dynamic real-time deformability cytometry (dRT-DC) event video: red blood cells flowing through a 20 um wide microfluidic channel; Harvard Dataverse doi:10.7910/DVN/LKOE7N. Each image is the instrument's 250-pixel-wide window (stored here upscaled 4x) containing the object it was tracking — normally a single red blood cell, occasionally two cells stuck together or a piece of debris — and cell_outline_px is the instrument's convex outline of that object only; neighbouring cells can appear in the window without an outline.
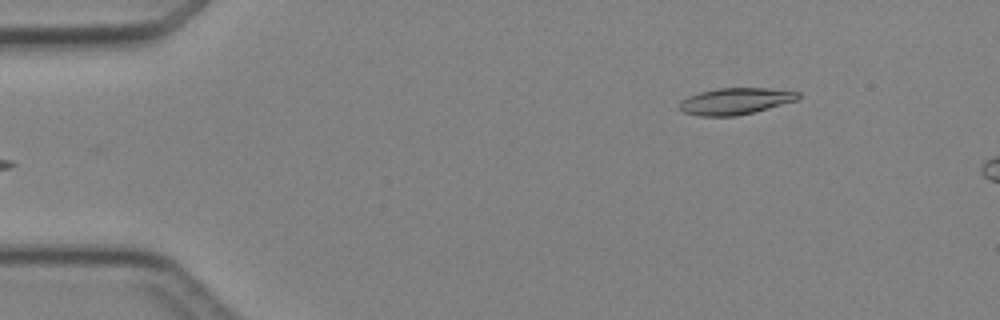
{"species": "Egyptian fruit bat (a non-hibernating species)", "species_latin": "Rousettus aegyptiacus", "temperature_condition": "cold", "stored_images_in_passage": 4, "camera_frame_rate_fps": 3000, "um_per_image_px": 0.085, "animal": {"sex": "female"}, "frame": {"image": 1, "passage_image": 4, "time_ms": 4.333, "image_size_px": [1000, 320], "cell_outline_px": [[800, 96], [796, 100], [768, 108], [736, 116], [700, 116], [684, 112], [680, 108], [680, 100], [688, 96], [700, 92], [716, 88], [768, 88], [800, 92]], "centroid_in_image_um": [62.49, 8.59], "position_along_channel_um": 22.5, "area_um2": 18.21}}